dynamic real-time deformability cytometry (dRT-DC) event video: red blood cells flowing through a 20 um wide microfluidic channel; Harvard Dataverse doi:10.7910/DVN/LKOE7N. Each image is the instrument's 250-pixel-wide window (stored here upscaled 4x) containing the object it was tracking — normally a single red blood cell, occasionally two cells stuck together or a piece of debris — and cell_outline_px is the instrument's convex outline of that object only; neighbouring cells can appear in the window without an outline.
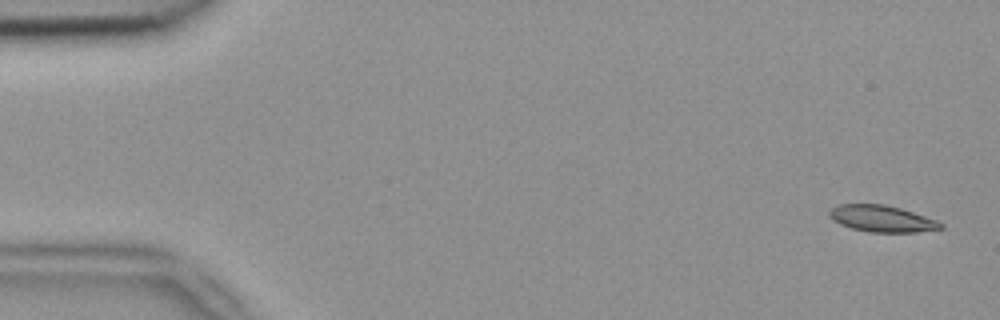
{"species": "common noctule bat (a hibernating species)", "species_latin": "Nyctalus noctula", "temperature_condition": "room temperature", "stored_images_in_passage": 4, "camera_frame_rate_fps": 3000, "um_per_image_px": 0.085, "animal": {"sex": "female", "body_mass_g": 18.4}, "frame": {"image": 1, "passage_image": 1, "time_ms": 0.0, "image_size_px": [1000, 320], "cell_outline_px": [[944, 228], [916, 232], [868, 232], [852, 228], [840, 224], [828, 216], [828, 212], [832, 208], [840, 204], [884, 204], [900, 208], [936, 220], [944, 224]], "centroid_in_image_um": [74.95, 18.59], "position_along_channel_um": 10.0, "area_um2": 17.11}}
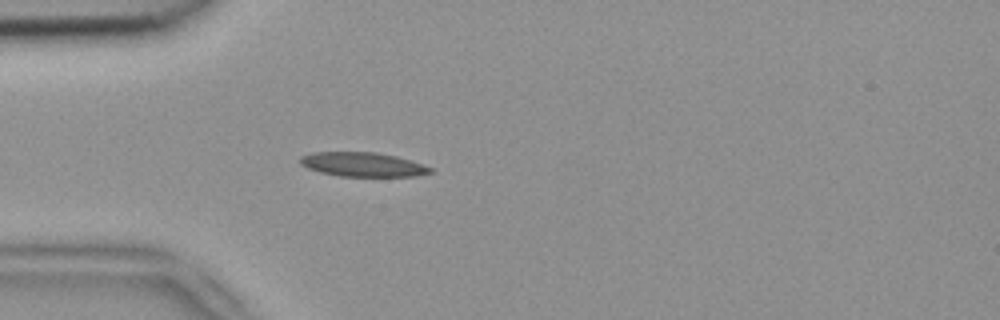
{"frame": {"image": 2, "passage_image": 4, "time_ms": 1.0, "image_size_px": [1000, 320], "cell_outline_px": [[432, 172], [416, 176], [340, 176], [320, 172], [308, 168], [300, 164], [300, 156], [312, 152], [376, 152], [396, 156], [432, 168]], "centroid_in_image_um": [30.79, 13.97], "position_along_channel_um": 54.2, "area_um2": 18.21}}